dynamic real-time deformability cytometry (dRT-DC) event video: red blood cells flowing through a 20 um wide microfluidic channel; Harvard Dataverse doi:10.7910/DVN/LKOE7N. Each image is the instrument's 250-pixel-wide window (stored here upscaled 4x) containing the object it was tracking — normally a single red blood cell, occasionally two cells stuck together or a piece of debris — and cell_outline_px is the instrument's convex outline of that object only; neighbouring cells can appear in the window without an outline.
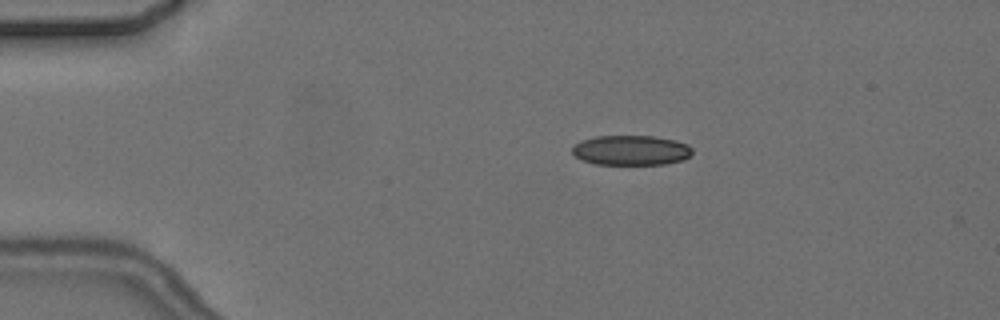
{"species": "common noctule bat (a hibernating species)", "species_latin": "Nyctalus noctula", "temperature_condition": "cold", "stored_images_in_passage": 5, "camera_frame_rate_fps": 3000, "um_per_image_px": 0.085, "animal": {"sex": "female", "body_mass_g": 24.6, "forearm_length_mm": 56.2}, "frame": {"image": 1, "passage_image": 4, "time_ms": 3.333, "image_size_px": [1000, 320], "cell_outline_px": [[692, 152], [684, 160], [664, 164], [596, 164], [580, 160], [572, 152], [572, 148], [580, 140], [596, 136], [652, 136], [676, 140], [688, 144], [692, 148]], "centroid_in_image_um": [53.64, 12.77], "position_along_channel_um": 31.4, "area_um2": 20.98}}